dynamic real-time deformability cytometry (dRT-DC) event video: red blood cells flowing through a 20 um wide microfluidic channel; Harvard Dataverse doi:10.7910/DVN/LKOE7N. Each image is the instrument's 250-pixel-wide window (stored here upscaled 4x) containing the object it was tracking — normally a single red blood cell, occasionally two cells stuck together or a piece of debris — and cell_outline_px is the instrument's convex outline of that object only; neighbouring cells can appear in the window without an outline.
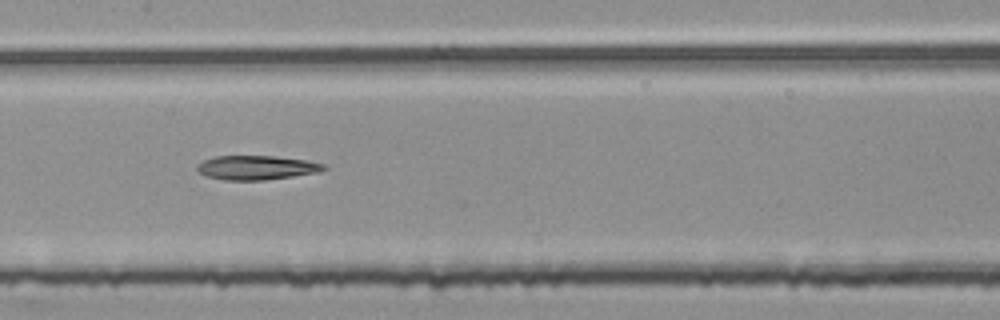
{"species": "common noctule bat (a hibernating species)", "species_latin": "Nyctalus noctula", "temperature_condition": "room temperature", "stored_images_in_passage": 54, "segment_of_instrument_passage": [2, 2], "camera_frame_rate_fps": 3000, "um_per_image_px": 0.085, "animal": {"sex": "female", "body_mass_g": 25.1}, "frame": {"image": 1, "passage_image": 27, "time_ms": 8.667, "image_size_px": [1000, 320], "cell_outline_px": [[328, 168], [320, 172], [264, 180], [224, 180], [208, 176], [196, 172], [196, 164], [204, 160], [216, 156], [276, 156], [304, 160], [324, 164]], "centroid_in_image_um": [21.78, 14.25], "position_along_channel_um": 185.6, "area_um2": 17.86}}
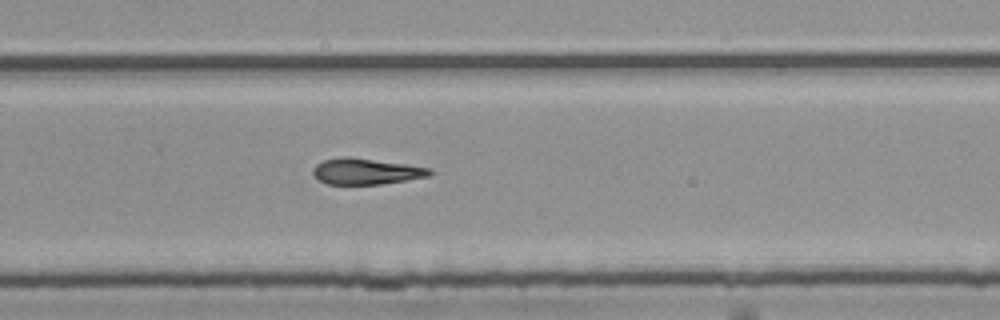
{"frame": {"image": 2, "passage_image": 36, "time_ms": 11.667, "image_size_px": [1000, 320], "cell_outline_px": [[436, 172], [432, 176], [408, 180], [380, 184], [328, 184], [320, 180], [312, 172], [312, 168], [316, 164], [324, 160], [348, 156], [432, 168]], "centroid_in_image_um": [31.19, 14.57], "position_along_channel_um": 298.6, "area_um2": 17.74}}
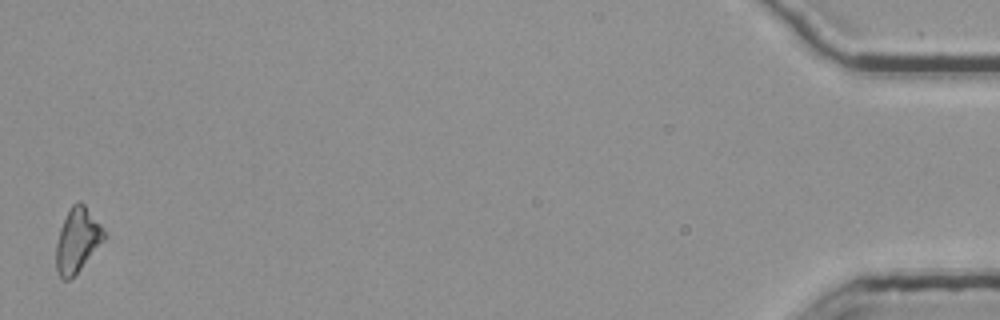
{"frame": {"image": 3, "passage_image": 54, "time_ms": 17.667, "image_size_px": [1000, 320], "cell_outline_px": [[104, 240], [80, 268], [68, 280], [64, 280], [56, 272], [56, 244], [60, 228], [72, 204], [76, 200], [80, 200], [84, 204], [100, 224], [104, 232]], "centroid_in_image_um": [6.55, 20.39], "position_along_channel_um": 428.7, "area_um2": 17.51}}